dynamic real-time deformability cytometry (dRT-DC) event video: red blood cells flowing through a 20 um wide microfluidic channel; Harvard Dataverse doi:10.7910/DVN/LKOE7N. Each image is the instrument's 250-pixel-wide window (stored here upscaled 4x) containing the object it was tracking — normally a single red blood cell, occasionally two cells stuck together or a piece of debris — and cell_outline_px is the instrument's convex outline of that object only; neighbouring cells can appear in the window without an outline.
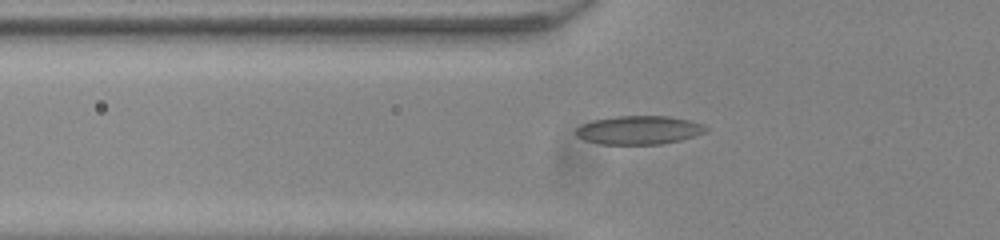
{"species": "common noctule bat (a hibernating species)", "species_latin": "Nyctalus noctula", "temperature_condition": "room temperature", "stored_images_in_passage": 42, "camera_frame_rate_fps": 3000, "um_per_image_px": 0.085, "animal": {"sex": "male", "body_mass_g": 20.0, "forearm_length_mm": 53.3}, "frame": {"image": 1, "passage_image": 8, "time_ms": 2.333, "image_size_px": [1000, 240], "cell_outline_px": [[708, 128], [704, 132], [680, 140], [660, 144], [600, 144], [584, 140], [576, 136], [576, 128], [580, 124], [592, 120], [616, 116], [668, 116], [688, 120], [700, 124]], "centroid_in_image_um": [54.23, 11.05], "position_along_channel_um": 71.6, "area_um2": 21.5}}
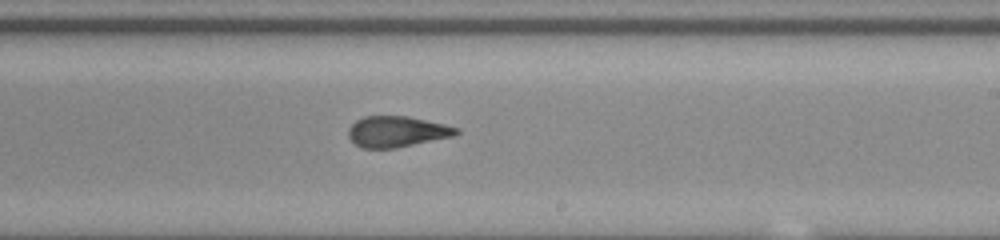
{"frame": {"image": 2, "passage_image": 22, "time_ms": 7.0, "image_size_px": [1000, 240], "cell_outline_px": [[460, 132], [452, 136], [396, 148], [360, 148], [348, 136], [348, 128], [356, 120], [364, 116], [408, 116], [444, 124], [460, 128]], "centroid_in_image_um": [33.72, 11.18], "position_along_channel_um": 255.3, "area_um2": 19.36}}
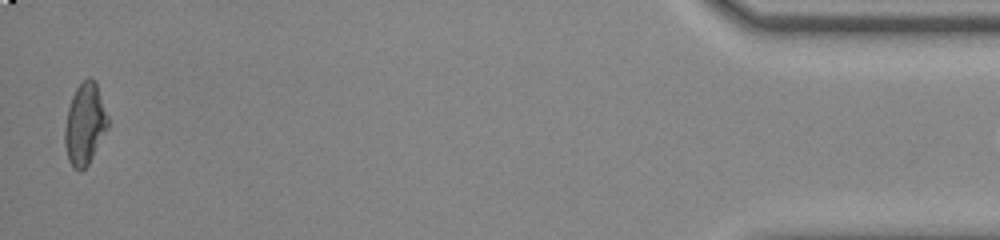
{"frame": {"image": 3, "passage_image": 41, "time_ms": 13.333, "image_size_px": [1000, 240], "cell_outline_px": [[108, 128], [88, 164], [80, 172], [72, 168], [68, 160], [64, 144], [64, 128], [68, 108], [72, 96], [76, 88], [88, 76], [96, 80], [108, 116]], "centroid_in_image_um": [7.2, 10.54], "position_along_channel_um": 428.0, "area_um2": 20.63}}